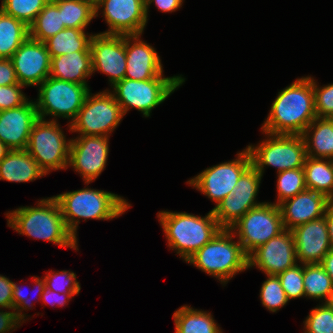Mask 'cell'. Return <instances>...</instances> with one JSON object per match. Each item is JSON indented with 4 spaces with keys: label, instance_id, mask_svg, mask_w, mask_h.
Wrapping results in <instances>:
<instances>
[{
    "label": "cell",
    "instance_id": "cell-1",
    "mask_svg": "<svg viewBox=\"0 0 333 333\" xmlns=\"http://www.w3.org/2000/svg\"><path fill=\"white\" fill-rule=\"evenodd\" d=\"M315 118L313 78L301 77L278 92L262 131L275 135H302Z\"/></svg>",
    "mask_w": 333,
    "mask_h": 333
},
{
    "label": "cell",
    "instance_id": "cell-2",
    "mask_svg": "<svg viewBox=\"0 0 333 333\" xmlns=\"http://www.w3.org/2000/svg\"><path fill=\"white\" fill-rule=\"evenodd\" d=\"M6 217L7 225L19 234L79 250L77 238L67 228L54 197L40 200L36 207H19L7 213Z\"/></svg>",
    "mask_w": 333,
    "mask_h": 333
},
{
    "label": "cell",
    "instance_id": "cell-3",
    "mask_svg": "<svg viewBox=\"0 0 333 333\" xmlns=\"http://www.w3.org/2000/svg\"><path fill=\"white\" fill-rule=\"evenodd\" d=\"M53 197L60 206L67 228L75 238L80 218L111 220L131 207L126 199L118 194L88 187Z\"/></svg>",
    "mask_w": 333,
    "mask_h": 333
},
{
    "label": "cell",
    "instance_id": "cell-4",
    "mask_svg": "<svg viewBox=\"0 0 333 333\" xmlns=\"http://www.w3.org/2000/svg\"><path fill=\"white\" fill-rule=\"evenodd\" d=\"M157 217L165 232L168 246L176 250L185 261L222 229L212 210L205 217L166 210L160 211Z\"/></svg>",
    "mask_w": 333,
    "mask_h": 333
},
{
    "label": "cell",
    "instance_id": "cell-5",
    "mask_svg": "<svg viewBox=\"0 0 333 333\" xmlns=\"http://www.w3.org/2000/svg\"><path fill=\"white\" fill-rule=\"evenodd\" d=\"M230 229H221L208 243L194 253L186 262L224 284L238 272L248 269V255Z\"/></svg>",
    "mask_w": 333,
    "mask_h": 333
},
{
    "label": "cell",
    "instance_id": "cell-6",
    "mask_svg": "<svg viewBox=\"0 0 333 333\" xmlns=\"http://www.w3.org/2000/svg\"><path fill=\"white\" fill-rule=\"evenodd\" d=\"M185 78L180 76L156 77L150 80H132L124 78L113 85L115 100L125 115L131 107L149 117L153 108L165 101Z\"/></svg>",
    "mask_w": 333,
    "mask_h": 333
},
{
    "label": "cell",
    "instance_id": "cell-7",
    "mask_svg": "<svg viewBox=\"0 0 333 333\" xmlns=\"http://www.w3.org/2000/svg\"><path fill=\"white\" fill-rule=\"evenodd\" d=\"M257 146L248 145L252 166L263 176L265 166L277 168L278 173L303 168L307 158L302 135L266 134Z\"/></svg>",
    "mask_w": 333,
    "mask_h": 333
},
{
    "label": "cell",
    "instance_id": "cell-8",
    "mask_svg": "<svg viewBox=\"0 0 333 333\" xmlns=\"http://www.w3.org/2000/svg\"><path fill=\"white\" fill-rule=\"evenodd\" d=\"M70 145L71 139L66 140L55 118L50 121L38 119L32 127L26 150L48 174L52 170L67 169Z\"/></svg>",
    "mask_w": 333,
    "mask_h": 333
},
{
    "label": "cell",
    "instance_id": "cell-9",
    "mask_svg": "<svg viewBox=\"0 0 333 333\" xmlns=\"http://www.w3.org/2000/svg\"><path fill=\"white\" fill-rule=\"evenodd\" d=\"M124 114L112 93L105 90L86 95L76 118L69 123L80 136H108L120 124Z\"/></svg>",
    "mask_w": 333,
    "mask_h": 333
},
{
    "label": "cell",
    "instance_id": "cell-10",
    "mask_svg": "<svg viewBox=\"0 0 333 333\" xmlns=\"http://www.w3.org/2000/svg\"><path fill=\"white\" fill-rule=\"evenodd\" d=\"M35 102L39 119L46 115L71 119L76 118L90 89L86 85L48 77L39 85Z\"/></svg>",
    "mask_w": 333,
    "mask_h": 333
},
{
    "label": "cell",
    "instance_id": "cell-11",
    "mask_svg": "<svg viewBox=\"0 0 333 333\" xmlns=\"http://www.w3.org/2000/svg\"><path fill=\"white\" fill-rule=\"evenodd\" d=\"M230 230L249 255L284 230L280 208L275 203L264 202L246 212Z\"/></svg>",
    "mask_w": 333,
    "mask_h": 333
},
{
    "label": "cell",
    "instance_id": "cell-12",
    "mask_svg": "<svg viewBox=\"0 0 333 333\" xmlns=\"http://www.w3.org/2000/svg\"><path fill=\"white\" fill-rule=\"evenodd\" d=\"M237 155V159L205 169L187 184L194 186L217 205L233 193L241 175L252 165L247 148Z\"/></svg>",
    "mask_w": 333,
    "mask_h": 333
},
{
    "label": "cell",
    "instance_id": "cell-13",
    "mask_svg": "<svg viewBox=\"0 0 333 333\" xmlns=\"http://www.w3.org/2000/svg\"><path fill=\"white\" fill-rule=\"evenodd\" d=\"M261 178L262 175L251 165L237 181L233 193L212 209L222 229H230L246 212L264 203L255 201Z\"/></svg>",
    "mask_w": 333,
    "mask_h": 333
},
{
    "label": "cell",
    "instance_id": "cell-14",
    "mask_svg": "<svg viewBox=\"0 0 333 333\" xmlns=\"http://www.w3.org/2000/svg\"><path fill=\"white\" fill-rule=\"evenodd\" d=\"M297 262L294 236L284 229L248 255V268L256 266L266 275H278Z\"/></svg>",
    "mask_w": 333,
    "mask_h": 333
},
{
    "label": "cell",
    "instance_id": "cell-15",
    "mask_svg": "<svg viewBox=\"0 0 333 333\" xmlns=\"http://www.w3.org/2000/svg\"><path fill=\"white\" fill-rule=\"evenodd\" d=\"M92 73L100 71L109 77L113 86L125 77V35L94 34L90 40Z\"/></svg>",
    "mask_w": 333,
    "mask_h": 333
},
{
    "label": "cell",
    "instance_id": "cell-16",
    "mask_svg": "<svg viewBox=\"0 0 333 333\" xmlns=\"http://www.w3.org/2000/svg\"><path fill=\"white\" fill-rule=\"evenodd\" d=\"M96 17L100 8L109 29L103 34L142 35L147 23L145 0H101L95 7Z\"/></svg>",
    "mask_w": 333,
    "mask_h": 333
},
{
    "label": "cell",
    "instance_id": "cell-17",
    "mask_svg": "<svg viewBox=\"0 0 333 333\" xmlns=\"http://www.w3.org/2000/svg\"><path fill=\"white\" fill-rule=\"evenodd\" d=\"M108 136H78L71 139L69 163L89 184L105 169L109 153Z\"/></svg>",
    "mask_w": 333,
    "mask_h": 333
},
{
    "label": "cell",
    "instance_id": "cell-18",
    "mask_svg": "<svg viewBox=\"0 0 333 333\" xmlns=\"http://www.w3.org/2000/svg\"><path fill=\"white\" fill-rule=\"evenodd\" d=\"M10 59L21 85L37 86L50 76L51 57L41 41L28 37Z\"/></svg>",
    "mask_w": 333,
    "mask_h": 333
},
{
    "label": "cell",
    "instance_id": "cell-19",
    "mask_svg": "<svg viewBox=\"0 0 333 333\" xmlns=\"http://www.w3.org/2000/svg\"><path fill=\"white\" fill-rule=\"evenodd\" d=\"M39 119L35 102L0 111V142L10 150H24L28 146L34 123Z\"/></svg>",
    "mask_w": 333,
    "mask_h": 333
},
{
    "label": "cell",
    "instance_id": "cell-20",
    "mask_svg": "<svg viewBox=\"0 0 333 333\" xmlns=\"http://www.w3.org/2000/svg\"><path fill=\"white\" fill-rule=\"evenodd\" d=\"M294 236L297 260L302 264H320L332 249L325 216L309 221L291 230Z\"/></svg>",
    "mask_w": 333,
    "mask_h": 333
},
{
    "label": "cell",
    "instance_id": "cell-21",
    "mask_svg": "<svg viewBox=\"0 0 333 333\" xmlns=\"http://www.w3.org/2000/svg\"><path fill=\"white\" fill-rule=\"evenodd\" d=\"M284 229L292 230L309 221L325 216L329 198L319 192L306 189L279 205Z\"/></svg>",
    "mask_w": 333,
    "mask_h": 333
},
{
    "label": "cell",
    "instance_id": "cell-22",
    "mask_svg": "<svg viewBox=\"0 0 333 333\" xmlns=\"http://www.w3.org/2000/svg\"><path fill=\"white\" fill-rule=\"evenodd\" d=\"M139 36L125 35L126 72L124 78L150 80L163 77L161 59L155 48L139 40Z\"/></svg>",
    "mask_w": 333,
    "mask_h": 333
},
{
    "label": "cell",
    "instance_id": "cell-23",
    "mask_svg": "<svg viewBox=\"0 0 333 333\" xmlns=\"http://www.w3.org/2000/svg\"><path fill=\"white\" fill-rule=\"evenodd\" d=\"M92 74L91 51H77L51 57L50 77L86 85Z\"/></svg>",
    "mask_w": 333,
    "mask_h": 333
},
{
    "label": "cell",
    "instance_id": "cell-24",
    "mask_svg": "<svg viewBox=\"0 0 333 333\" xmlns=\"http://www.w3.org/2000/svg\"><path fill=\"white\" fill-rule=\"evenodd\" d=\"M46 173L32 156L24 150H10L0 162V180L9 182L34 181Z\"/></svg>",
    "mask_w": 333,
    "mask_h": 333
},
{
    "label": "cell",
    "instance_id": "cell-25",
    "mask_svg": "<svg viewBox=\"0 0 333 333\" xmlns=\"http://www.w3.org/2000/svg\"><path fill=\"white\" fill-rule=\"evenodd\" d=\"M302 137L308 157L333 160V124L328 118H315Z\"/></svg>",
    "mask_w": 333,
    "mask_h": 333
},
{
    "label": "cell",
    "instance_id": "cell-26",
    "mask_svg": "<svg viewBox=\"0 0 333 333\" xmlns=\"http://www.w3.org/2000/svg\"><path fill=\"white\" fill-rule=\"evenodd\" d=\"M176 333H222L211 313L182 306L173 314Z\"/></svg>",
    "mask_w": 333,
    "mask_h": 333
},
{
    "label": "cell",
    "instance_id": "cell-27",
    "mask_svg": "<svg viewBox=\"0 0 333 333\" xmlns=\"http://www.w3.org/2000/svg\"><path fill=\"white\" fill-rule=\"evenodd\" d=\"M303 168L306 188L329 198L333 193V160L307 156Z\"/></svg>",
    "mask_w": 333,
    "mask_h": 333
},
{
    "label": "cell",
    "instance_id": "cell-28",
    "mask_svg": "<svg viewBox=\"0 0 333 333\" xmlns=\"http://www.w3.org/2000/svg\"><path fill=\"white\" fill-rule=\"evenodd\" d=\"M85 29L65 28L44 43L50 57H56L77 51H91L90 40L92 35L85 33ZM87 34V35H86Z\"/></svg>",
    "mask_w": 333,
    "mask_h": 333
},
{
    "label": "cell",
    "instance_id": "cell-29",
    "mask_svg": "<svg viewBox=\"0 0 333 333\" xmlns=\"http://www.w3.org/2000/svg\"><path fill=\"white\" fill-rule=\"evenodd\" d=\"M29 37V27L0 9V58L10 59Z\"/></svg>",
    "mask_w": 333,
    "mask_h": 333
},
{
    "label": "cell",
    "instance_id": "cell-30",
    "mask_svg": "<svg viewBox=\"0 0 333 333\" xmlns=\"http://www.w3.org/2000/svg\"><path fill=\"white\" fill-rule=\"evenodd\" d=\"M305 297L329 303L333 296V282L320 264H303Z\"/></svg>",
    "mask_w": 333,
    "mask_h": 333
},
{
    "label": "cell",
    "instance_id": "cell-31",
    "mask_svg": "<svg viewBox=\"0 0 333 333\" xmlns=\"http://www.w3.org/2000/svg\"><path fill=\"white\" fill-rule=\"evenodd\" d=\"M64 29L58 5L53 0H50L29 26V37L44 43L47 39Z\"/></svg>",
    "mask_w": 333,
    "mask_h": 333
},
{
    "label": "cell",
    "instance_id": "cell-32",
    "mask_svg": "<svg viewBox=\"0 0 333 333\" xmlns=\"http://www.w3.org/2000/svg\"><path fill=\"white\" fill-rule=\"evenodd\" d=\"M61 12L65 28L85 29L96 17V8L84 0H53Z\"/></svg>",
    "mask_w": 333,
    "mask_h": 333
},
{
    "label": "cell",
    "instance_id": "cell-33",
    "mask_svg": "<svg viewBox=\"0 0 333 333\" xmlns=\"http://www.w3.org/2000/svg\"><path fill=\"white\" fill-rule=\"evenodd\" d=\"M50 0H2L0 9L28 27Z\"/></svg>",
    "mask_w": 333,
    "mask_h": 333
},
{
    "label": "cell",
    "instance_id": "cell-34",
    "mask_svg": "<svg viewBox=\"0 0 333 333\" xmlns=\"http://www.w3.org/2000/svg\"><path fill=\"white\" fill-rule=\"evenodd\" d=\"M306 189L304 168L279 172L277 180L278 202L275 204L279 205L286 199L292 198Z\"/></svg>",
    "mask_w": 333,
    "mask_h": 333
},
{
    "label": "cell",
    "instance_id": "cell-35",
    "mask_svg": "<svg viewBox=\"0 0 333 333\" xmlns=\"http://www.w3.org/2000/svg\"><path fill=\"white\" fill-rule=\"evenodd\" d=\"M260 290L262 305L271 312H277L289 301L282 288L280 279L276 275H267Z\"/></svg>",
    "mask_w": 333,
    "mask_h": 333
},
{
    "label": "cell",
    "instance_id": "cell-36",
    "mask_svg": "<svg viewBox=\"0 0 333 333\" xmlns=\"http://www.w3.org/2000/svg\"><path fill=\"white\" fill-rule=\"evenodd\" d=\"M304 326V333H333V306L324 302L312 309Z\"/></svg>",
    "mask_w": 333,
    "mask_h": 333
},
{
    "label": "cell",
    "instance_id": "cell-37",
    "mask_svg": "<svg viewBox=\"0 0 333 333\" xmlns=\"http://www.w3.org/2000/svg\"><path fill=\"white\" fill-rule=\"evenodd\" d=\"M45 287L58 293H79L80 284L77 281L76 274L72 271L63 270L60 272H49L43 277Z\"/></svg>",
    "mask_w": 333,
    "mask_h": 333
},
{
    "label": "cell",
    "instance_id": "cell-38",
    "mask_svg": "<svg viewBox=\"0 0 333 333\" xmlns=\"http://www.w3.org/2000/svg\"><path fill=\"white\" fill-rule=\"evenodd\" d=\"M288 300L305 297L303 285V266L295 264L277 275Z\"/></svg>",
    "mask_w": 333,
    "mask_h": 333
},
{
    "label": "cell",
    "instance_id": "cell-39",
    "mask_svg": "<svg viewBox=\"0 0 333 333\" xmlns=\"http://www.w3.org/2000/svg\"><path fill=\"white\" fill-rule=\"evenodd\" d=\"M313 90L317 118H328L333 114V84L321 88L313 79Z\"/></svg>",
    "mask_w": 333,
    "mask_h": 333
},
{
    "label": "cell",
    "instance_id": "cell-40",
    "mask_svg": "<svg viewBox=\"0 0 333 333\" xmlns=\"http://www.w3.org/2000/svg\"><path fill=\"white\" fill-rule=\"evenodd\" d=\"M33 282L36 284V290L39 295V299H41V294L45 290V279H40L39 277H33ZM26 294H23L22 288L19 287L15 282H13V292H12V297H13V310L16 311L15 314L17 318L21 321L24 322L26 315L21 313L22 310L26 309H31V304Z\"/></svg>",
    "mask_w": 333,
    "mask_h": 333
},
{
    "label": "cell",
    "instance_id": "cell-41",
    "mask_svg": "<svg viewBox=\"0 0 333 333\" xmlns=\"http://www.w3.org/2000/svg\"><path fill=\"white\" fill-rule=\"evenodd\" d=\"M24 85H0V111L16 108L23 105L28 98L21 91Z\"/></svg>",
    "mask_w": 333,
    "mask_h": 333
},
{
    "label": "cell",
    "instance_id": "cell-42",
    "mask_svg": "<svg viewBox=\"0 0 333 333\" xmlns=\"http://www.w3.org/2000/svg\"><path fill=\"white\" fill-rule=\"evenodd\" d=\"M19 84L11 59L0 58V85Z\"/></svg>",
    "mask_w": 333,
    "mask_h": 333
},
{
    "label": "cell",
    "instance_id": "cell-43",
    "mask_svg": "<svg viewBox=\"0 0 333 333\" xmlns=\"http://www.w3.org/2000/svg\"><path fill=\"white\" fill-rule=\"evenodd\" d=\"M13 282L0 275V308L13 309Z\"/></svg>",
    "mask_w": 333,
    "mask_h": 333
},
{
    "label": "cell",
    "instance_id": "cell-44",
    "mask_svg": "<svg viewBox=\"0 0 333 333\" xmlns=\"http://www.w3.org/2000/svg\"><path fill=\"white\" fill-rule=\"evenodd\" d=\"M77 294H79V293H61L60 294L56 291H52L45 287V290L41 294V299L44 302V304L47 303L52 306L59 305L61 307V306H64L67 302H69L71 297H73L74 295H77Z\"/></svg>",
    "mask_w": 333,
    "mask_h": 333
},
{
    "label": "cell",
    "instance_id": "cell-45",
    "mask_svg": "<svg viewBox=\"0 0 333 333\" xmlns=\"http://www.w3.org/2000/svg\"><path fill=\"white\" fill-rule=\"evenodd\" d=\"M21 323L23 322L17 318L14 310L12 312L0 311V333H9L12 329L15 330V328L22 325Z\"/></svg>",
    "mask_w": 333,
    "mask_h": 333
},
{
    "label": "cell",
    "instance_id": "cell-46",
    "mask_svg": "<svg viewBox=\"0 0 333 333\" xmlns=\"http://www.w3.org/2000/svg\"><path fill=\"white\" fill-rule=\"evenodd\" d=\"M155 3L157 8L163 12H175L182 6L183 0H145V13L148 17V8L151 3Z\"/></svg>",
    "mask_w": 333,
    "mask_h": 333
},
{
    "label": "cell",
    "instance_id": "cell-47",
    "mask_svg": "<svg viewBox=\"0 0 333 333\" xmlns=\"http://www.w3.org/2000/svg\"><path fill=\"white\" fill-rule=\"evenodd\" d=\"M320 265L330 276L333 282V249H330L329 252L324 256Z\"/></svg>",
    "mask_w": 333,
    "mask_h": 333
},
{
    "label": "cell",
    "instance_id": "cell-48",
    "mask_svg": "<svg viewBox=\"0 0 333 333\" xmlns=\"http://www.w3.org/2000/svg\"><path fill=\"white\" fill-rule=\"evenodd\" d=\"M325 220L328 227L330 244L333 249V205L329 204L325 212Z\"/></svg>",
    "mask_w": 333,
    "mask_h": 333
},
{
    "label": "cell",
    "instance_id": "cell-49",
    "mask_svg": "<svg viewBox=\"0 0 333 333\" xmlns=\"http://www.w3.org/2000/svg\"><path fill=\"white\" fill-rule=\"evenodd\" d=\"M10 149L2 142H0V162L4 159Z\"/></svg>",
    "mask_w": 333,
    "mask_h": 333
},
{
    "label": "cell",
    "instance_id": "cell-50",
    "mask_svg": "<svg viewBox=\"0 0 333 333\" xmlns=\"http://www.w3.org/2000/svg\"><path fill=\"white\" fill-rule=\"evenodd\" d=\"M84 1L92 4L94 7H96L101 2V0H84Z\"/></svg>",
    "mask_w": 333,
    "mask_h": 333
},
{
    "label": "cell",
    "instance_id": "cell-51",
    "mask_svg": "<svg viewBox=\"0 0 333 333\" xmlns=\"http://www.w3.org/2000/svg\"><path fill=\"white\" fill-rule=\"evenodd\" d=\"M329 204L333 205V193L329 197Z\"/></svg>",
    "mask_w": 333,
    "mask_h": 333
},
{
    "label": "cell",
    "instance_id": "cell-52",
    "mask_svg": "<svg viewBox=\"0 0 333 333\" xmlns=\"http://www.w3.org/2000/svg\"><path fill=\"white\" fill-rule=\"evenodd\" d=\"M329 121L333 124V114L328 117Z\"/></svg>",
    "mask_w": 333,
    "mask_h": 333
},
{
    "label": "cell",
    "instance_id": "cell-53",
    "mask_svg": "<svg viewBox=\"0 0 333 333\" xmlns=\"http://www.w3.org/2000/svg\"><path fill=\"white\" fill-rule=\"evenodd\" d=\"M329 303L333 306V296H332V299Z\"/></svg>",
    "mask_w": 333,
    "mask_h": 333
}]
</instances>
